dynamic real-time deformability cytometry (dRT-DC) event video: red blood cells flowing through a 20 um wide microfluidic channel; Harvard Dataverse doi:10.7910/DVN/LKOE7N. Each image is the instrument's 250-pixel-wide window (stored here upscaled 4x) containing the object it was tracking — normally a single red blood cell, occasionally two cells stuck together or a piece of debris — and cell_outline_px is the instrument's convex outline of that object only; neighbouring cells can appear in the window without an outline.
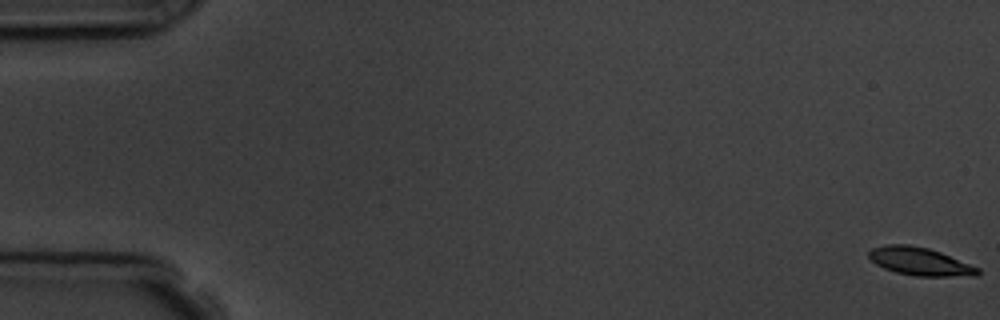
{"species": "common noctule bat (a hibernating species)", "species_latin": "Nyctalus noctula", "temperature_condition": "room temperature", "stored_images_in_passage": 6, "camera_frame_rate_fps": 3000, "um_per_image_px": 0.085, "animal": {"sex": "male", "body_mass_g": 19.5, "forearm_length_mm": 54.6}, "frame": {"image": 1, "passage_image": 1, "time_ms": 0.0, "image_size_px": [1000, 320], "cell_outline_px": [[980, 272], [976, 276], [916, 276], [896, 272], [884, 268], [876, 264], [868, 256], [868, 252], [872, 248], [884, 244], [908, 244], [928, 248], [940, 252], [980, 268]], "centroid_in_image_um": [78.19, 22.22], "position_along_channel_um": 6.8, "area_um2": 17.74}}
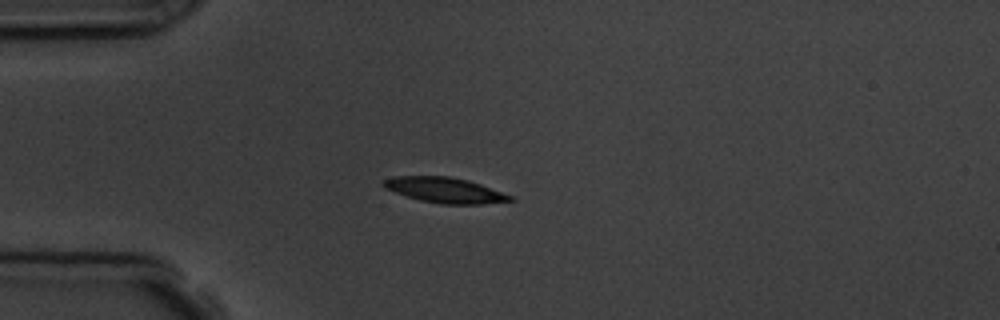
{"frame": {"image": 2, "passage_image": 5, "time_ms": 4.667, "image_size_px": [1000, 320], "cell_outline_px": [[516, 200], [480, 204], [440, 204], [420, 200], [384, 188], [380, 184], [384, 180], [392, 176], [448, 176], [468, 180], [480, 184], [512, 196]], "centroid_in_image_um": [37.79, 16.16], "position_along_channel_um": 47.2, "area_um2": 18.61}}